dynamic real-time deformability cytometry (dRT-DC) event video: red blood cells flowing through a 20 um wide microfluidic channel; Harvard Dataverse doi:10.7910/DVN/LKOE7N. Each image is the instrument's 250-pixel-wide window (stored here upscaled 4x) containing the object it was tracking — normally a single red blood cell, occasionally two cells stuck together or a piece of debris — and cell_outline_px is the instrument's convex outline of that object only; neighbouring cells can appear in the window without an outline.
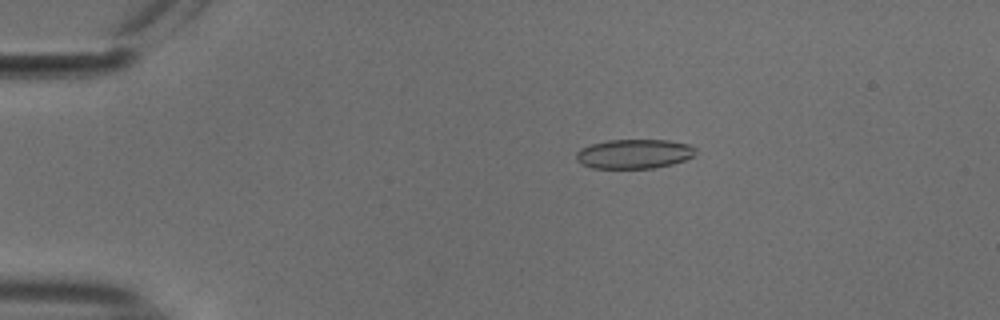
{"species": "common noctule bat (a hibernating species)", "species_latin": "Nyctalus noctula", "temperature_condition": "cold", "stored_images_in_passage": 18, "camera_frame_rate_fps": 3000, "um_per_image_px": 0.085, "animal": {"sex": "male", "body_mass_g": 18.8}, "frame": {"image": 1, "passage_image": 11, "time_ms": 3.333, "image_size_px": [1000, 320], "cell_outline_px": [[696, 156], [672, 164], [652, 168], [592, 168], [580, 164], [576, 160], [576, 152], [580, 148], [592, 144], [608, 140], [668, 140], [688, 144], [696, 148]], "centroid_in_image_um": [53.9, 13.08], "position_along_channel_um": 31.1, "area_um2": 20.58}}